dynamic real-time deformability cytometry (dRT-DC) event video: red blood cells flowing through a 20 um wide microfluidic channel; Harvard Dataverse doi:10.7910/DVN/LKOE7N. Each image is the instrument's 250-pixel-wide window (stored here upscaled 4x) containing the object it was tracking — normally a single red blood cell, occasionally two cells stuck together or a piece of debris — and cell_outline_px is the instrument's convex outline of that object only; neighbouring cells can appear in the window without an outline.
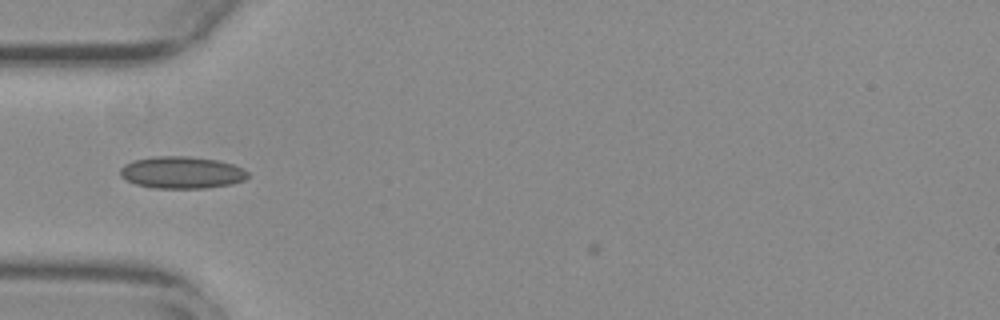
{"species": "common noctule bat (a hibernating species)", "species_latin": "Nyctalus noctula", "temperature_condition": "warm", "stored_images_in_passage": 12, "camera_frame_rate_fps": 3000, "um_per_image_px": 0.085, "animal": {"sex": "female", "body_mass_g": 29.2, "forearm_length_mm": 56.3}, "frame": {"image": 1, "passage_image": 9, "time_ms": 2.667, "image_size_px": [1000, 320], "cell_outline_px": [[248, 176], [244, 180], [232, 184], [208, 188], [156, 188], [136, 184], [120, 176], [120, 168], [124, 164], [132, 160], [156, 156], [188, 156], [216, 160], [232, 164], [248, 172]], "centroid_in_image_um": [15.43, 14.66], "position_along_channel_um": 69.6, "area_um2": 23.76}}